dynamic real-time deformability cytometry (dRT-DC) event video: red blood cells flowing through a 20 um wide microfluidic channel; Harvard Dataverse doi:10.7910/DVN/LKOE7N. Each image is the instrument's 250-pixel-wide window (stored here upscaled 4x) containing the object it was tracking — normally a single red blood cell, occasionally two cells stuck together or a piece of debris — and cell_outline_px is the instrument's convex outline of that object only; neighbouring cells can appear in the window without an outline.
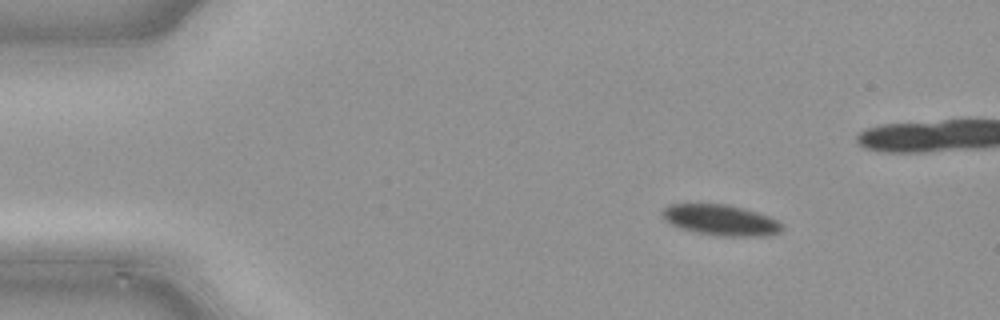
{"species": "common noctule bat (a hibernating species)", "species_latin": "Nyctalus noctula", "temperature_condition": "cold", "stored_images_in_passage": 36, "camera_frame_rate_fps": 3000, "um_per_image_px": 0.085, "animal": {"sex": "male", "body_mass_g": 21.5, "forearm_length_mm": 52.0}, "frame": {"image": 1, "passage_image": 1, "time_ms": 0.0, "image_size_px": [1000, 320], "cell_outline_px": [[784, 228], [780, 232], [768, 236], [720, 236], [696, 232], [680, 228], [668, 224], [664, 220], [664, 208], [672, 204], [724, 204], [740, 208], [776, 220]], "centroid_in_image_um": [61.22, 18.73], "position_along_channel_um": 23.8, "area_um2": 20.98}}